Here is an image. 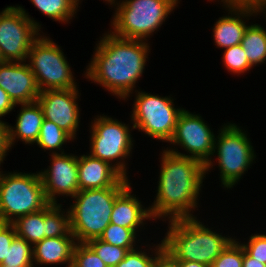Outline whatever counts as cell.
Returning <instances> with one entry per match:
<instances>
[{"label": "cell", "instance_id": "83f0119b", "mask_svg": "<svg viewBox=\"0 0 266 267\" xmlns=\"http://www.w3.org/2000/svg\"><path fill=\"white\" fill-rule=\"evenodd\" d=\"M107 267H115L129 252L120 246L106 243L99 238L87 242Z\"/></svg>", "mask_w": 266, "mask_h": 267}, {"label": "cell", "instance_id": "8992f818", "mask_svg": "<svg viewBox=\"0 0 266 267\" xmlns=\"http://www.w3.org/2000/svg\"><path fill=\"white\" fill-rule=\"evenodd\" d=\"M49 204L39 172L0 171V219L3 222L12 223L18 217L41 211Z\"/></svg>", "mask_w": 266, "mask_h": 267}, {"label": "cell", "instance_id": "1f68e13d", "mask_svg": "<svg viewBox=\"0 0 266 267\" xmlns=\"http://www.w3.org/2000/svg\"><path fill=\"white\" fill-rule=\"evenodd\" d=\"M71 267H107L95 251L87 244L77 242Z\"/></svg>", "mask_w": 266, "mask_h": 267}, {"label": "cell", "instance_id": "4fadbf2b", "mask_svg": "<svg viewBox=\"0 0 266 267\" xmlns=\"http://www.w3.org/2000/svg\"><path fill=\"white\" fill-rule=\"evenodd\" d=\"M50 165L39 171L46 198L50 204H58L57 197L73 198L79 191L78 156L74 154H49Z\"/></svg>", "mask_w": 266, "mask_h": 267}, {"label": "cell", "instance_id": "ab89813d", "mask_svg": "<svg viewBox=\"0 0 266 267\" xmlns=\"http://www.w3.org/2000/svg\"><path fill=\"white\" fill-rule=\"evenodd\" d=\"M253 8L255 10L256 15H260V13L265 14L266 17V0H258L254 5Z\"/></svg>", "mask_w": 266, "mask_h": 267}, {"label": "cell", "instance_id": "7a4b0ae2", "mask_svg": "<svg viewBox=\"0 0 266 267\" xmlns=\"http://www.w3.org/2000/svg\"><path fill=\"white\" fill-rule=\"evenodd\" d=\"M160 165L156 198L149 206L151 216L155 221L196 217L193 210L198 208V197L206 176L205 165L200 160L177 155L165 148Z\"/></svg>", "mask_w": 266, "mask_h": 267}, {"label": "cell", "instance_id": "f6af8a7d", "mask_svg": "<svg viewBox=\"0 0 266 267\" xmlns=\"http://www.w3.org/2000/svg\"><path fill=\"white\" fill-rule=\"evenodd\" d=\"M0 62H2V55H1V52H0Z\"/></svg>", "mask_w": 266, "mask_h": 267}, {"label": "cell", "instance_id": "484cf974", "mask_svg": "<svg viewBox=\"0 0 266 267\" xmlns=\"http://www.w3.org/2000/svg\"><path fill=\"white\" fill-rule=\"evenodd\" d=\"M2 264L15 267L34 266L33 246L25 239L16 236Z\"/></svg>", "mask_w": 266, "mask_h": 267}, {"label": "cell", "instance_id": "d590c367", "mask_svg": "<svg viewBox=\"0 0 266 267\" xmlns=\"http://www.w3.org/2000/svg\"><path fill=\"white\" fill-rule=\"evenodd\" d=\"M16 105L13 101L9 98L6 91H4L0 87V121H2V116L9 114L12 110H14Z\"/></svg>", "mask_w": 266, "mask_h": 267}, {"label": "cell", "instance_id": "2e32d148", "mask_svg": "<svg viewBox=\"0 0 266 267\" xmlns=\"http://www.w3.org/2000/svg\"><path fill=\"white\" fill-rule=\"evenodd\" d=\"M79 190L128 187L131 183L110 163L90 154L78 157Z\"/></svg>", "mask_w": 266, "mask_h": 267}, {"label": "cell", "instance_id": "277c9868", "mask_svg": "<svg viewBox=\"0 0 266 267\" xmlns=\"http://www.w3.org/2000/svg\"><path fill=\"white\" fill-rule=\"evenodd\" d=\"M179 3V0H116L110 4L116 6L110 33L121 38L147 41L155 31H159Z\"/></svg>", "mask_w": 266, "mask_h": 267}, {"label": "cell", "instance_id": "8fae6325", "mask_svg": "<svg viewBox=\"0 0 266 267\" xmlns=\"http://www.w3.org/2000/svg\"><path fill=\"white\" fill-rule=\"evenodd\" d=\"M41 28V24L31 18L22 6L3 9L0 12L2 62H27L31 46L41 36Z\"/></svg>", "mask_w": 266, "mask_h": 267}, {"label": "cell", "instance_id": "9c48e42d", "mask_svg": "<svg viewBox=\"0 0 266 267\" xmlns=\"http://www.w3.org/2000/svg\"><path fill=\"white\" fill-rule=\"evenodd\" d=\"M63 49L50 37L41 36L31 46L27 64L40 91L78 88Z\"/></svg>", "mask_w": 266, "mask_h": 267}, {"label": "cell", "instance_id": "e0dca14e", "mask_svg": "<svg viewBox=\"0 0 266 267\" xmlns=\"http://www.w3.org/2000/svg\"><path fill=\"white\" fill-rule=\"evenodd\" d=\"M228 15L219 17L213 28V39L217 48L226 49L241 44L250 17H257L253 6H224ZM231 14V15H229ZM246 19V21L244 20Z\"/></svg>", "mask_w": 266, "mask_h": 267}, {"label": "cell", "instance_id": "7402d4cb", "mask_svg": "<svg viewBox=\"0 0 266 267\" xmlns=\"http://www.w3.org/2000/svg\"><path fill=\"white\" fill-rule=\"evenodd\" d=\"M241 45L245 50L249 64L252 67L262 65L266 61V30L256 24L248 25L243 35Z\"/></svg>", "mask_w": 266, "mask_h": 267}, {"label": "cell", "instance_id": "f546056e", "mask_svg": "<svg viewBox=\"0 0 266 267\" xmlns=\"http://www.w3.org/2000/svg\"><path fill=\"white\" fill-rule=\"evenodd\" d=\"M222 55V62L228 72L240 75L252 68L241 44L224 49Z\"/></svg>", "mask_w": 266, "mask_h": 267}, {"label": "cell", "instance_id": "f1b7e54d", "mask_svg": "<svg viewBox=\"0 0 266 267\" xmlns=\"http://www.w3.org/2000/svg\"><path fill=\"white\" fill-rule=\"evenodd\" d=\"M161 243L155 244L154 250L150 248L152 251V255H150V252L148 253L145 251L146 249L142 250L143 247H138L134 250L129 251L125 258L121 260L118 265L115 267H154V262L156 256L164 249L163 241H160ZM154 254V257H153Z\"/></svg>", "mask_w": 266, "mask_h": 267}, {"label": "cell", "instance_id": "ffe728a7", "mask_svg": "<svg viewBox=\"0 0 266 267\" xmlns=\"http://www.w3.org/2000/svg\"><path fill=\"white\" fill-rule=\"evenodd\" d=\"M76 244L74 236L44 238L33 246L34 265L66 264L71 267Z\"/></svg>", "mask_w": 266, "mask_h": 267}, {"label": "cell", "instance_id": "60d3db41", "mask_svg": "<svg viewBox=\"0 0 266 267\" xmlns=\"http://www.w3.org/2000/svg\"><path fill=\"white\" fill-rule=\"evenodd\" d=\"M179 267H210V266L195 261H179Z\"/></svg>", "mask_w": 266, "mask_h": 267}, {"label": "cell", "instance_id": "d6986e66", "mask_svg": "<svg viewBox=\"0 0 266 267\" xmlns=\"http://www.w3.org/2000/svg\"><path fill=\"white\" fill-rule=\"evenodd\" d=\"M131 189L132 187L129 185L116 198L113 204L110 223L132 229L137 234L140 229H143L146 220H154V218L151 216L150 208H145L139 198L132 194Z\"/></svg>", "mask_w": 266, "mask_h": 267}, {"label": "cell", "instance_id": "9a60e30c", "mask_svg": "<svg viewBox=\"0 0 266 267\" xmlns=\"http://www.w3.org/2000/svg\"><path fill=\"white\" fill-rule=\"evenodd\" d=\"M0 87L15 105L35 102L41 93L35 75L25 62H0Z\"/></svg>", "mask_w": 266, "mask_h": 267}, {"label": "cell", "instance_id": "5b68a950", "mask_svg": "<svg viewBox=\"0 0 266 267\" xmlns=\"http://www.w3.org/2000/svg\"><path fill=\"white\" fill-rule=\"evenodd\" d=\"M127 187L79 190L68 208L71 229L77 242L99 238L110 224L113 204Z\"/></svg>", "mask_w": 266, "mask_h": 267}, {"label": "cell", "instance_id": "8d00e7d4", "mask_svg": "<svg viewBox=\"0 0 266 267\" xmlns=\"http://www.w3.org/2000/svg\"><path fill=\"white\" fill-rule=\"evenodd\" d=\"M9 152L6 142V122L0 121V163H3Z\"/></svg>", "mask_w": 266, "mask_h": 267}, {"label": "cell", "instance_id": "4316f807", "mask_svg": "<svg viewBox=\"0 0 266 267\" xmlns=\"http://www.w3.org/2000/svg\"><path fill=\"white\" fill-rule=\"evenodd\" d=\"M137 236L139 235L132 229L110 223L105 228L99 239L106 243L120 246L128 251H131L137 248Z\"/></svg>", "mask_w": 266, "mask_h": 267}, {"label": "cell", "instance_id": "d6a6232c", "mask_svg": "<svg viewBox=\"0 0 266 267\" xmlns=\"http://www.w3.org/2000/svg\"><path fill=\"white\" fill-rule=\"evenodd\" d=\"M247 243H241L244 250L256 260L266 264V234H252Z\"/></svg>", "mask_w": 266, "mask_h": 267}, {"label": "cell", "instance_id": "74e56055", "mask_svg": "<svg viewBox=\"0 0 266 267\" xmlns=\"http://www.w3.org/2000/svg\"><path fill=\"white\" fill-rule=\"evenodd\" d=\"M242 267H266V264L251 257L243 248V264Z\"/></svg>", "mask_w": 266, "mask_h": 267}, {"label": "cell", "instance_id": "ee69618b", "mask_svg": "<svg viewBox=\"0 0 266 267\" xmlns=\"http://www.w3.org/2000/svg\"><path fill=\"white\" fill-rule=\"evenodd\" d=\"M5 224V222H3L1 219H0V228Z\"/></svg>", "mask_w": 266, "mask_h": 267}, {"label": "cell", "instance_id": "ac0fdd59", "mask_svg": "<svg viewBox=\"0 0 266 267\" xmlns=\"http://www.w3.org/2000/svg\"><path fill=\"white\" fill-rule=\"evenodd\" d=\"M16 105H21L16 118V124L10 126L11 124L6 122V142L8 150L12 149V146L16 141L18 142L19 139L25 145H33L36 143L44 120L43 110L38 101Z\"/></svg>", "mask_w": 266, "mask_h": 267}, {"label": "cell", "instance_id": "603a6c76", "mask_svg": "<svg viewBox=\"0 0 266 267\" xmlns=\"http://www.w3.org/2000/svg\"><path fill=\"white\" fill-rule=\"evenodd\" d=\"M37 9L48 18L59 23H70V19L75 17L79 0H30Z\"/></svg>", "mask_w": 266, "mask_h": 267}, {"label": "cell", "instance_id": "44dd1931", "mask_svg": "<svg viewBox=\"0 0 266 267\" xmlns=\"http://www.w3.org/2000/svg\"><path fill=\"white\" fill-rule=\"evenodd\" d=\"M12 224L16 235L34 246L47 238L46 207L36 213L20 216Z\"/></svg>", "mask_w": 266, "mask_h": 267}, {"label": "cell", "instance_id": "7c38bea8", "mask_svg": "<svg viewBox=\"0 0 266 267\" xmlns=\"http://www.w3.org/2000/svg\"><path fill=\"white\" fill-rule=\"evenodd\" d=\"M215 142V134L205 123L202 116L184 109L178 119L174 134L168 143L181 146L186 153H181L178 148H166L177 155L187 156L200 160L206 169V173L213 168L211 161ZM189 153V154H188Z\"/></svg>", "mask_w": 266, "mask_h": 267}, {"label": "cell", "instance_id": "cb8c5ba5", "mask_svg": "<svg viewBox=\"0 0 266 267\" xmlns=\"http://www.w3.org/2000/svg\"><path fill=\"white\" fill-rule=\"evenodd\" d=\"M72 140L74 139L54 122L44 119L35 144L44 151H52L51 154H59L60 150L62 154L65 153L62 146Z\"/></svg>", "mask_w": 266, "mask_h": 267}, {"label": "cell", "instance_id": "4dcf8cb0", "mask_svg": "<svg viewBox=\"0 0 266 267\" xmlns=\"http://www.w3.org/2000/svg\"><path fill=\"white\" fill-rule=\"evenodd\" d=\"M234 239L227 245L222 253L214 260L210 267H242L243 246L238 239Z\"/></svg>", "mask_w": 266, "mask_h": 267}, {"label": "cell", "instance_id": "e575fe53", "mask_svg": "<svg viewBox=\"0 0 266 267\" xmlns=\"http://www.w3.org/2000/svg\"><path fill=\"white\" fill-rule=\"evenodd\" d=\"M154 267H179V261H177L166 249H163L156 256Z\"/></svg>", "mask_w": 266, "mask_h": 267}, {"label": "cell", "instance_id": "52a82bcc", "mask_svg": "<svg viewBox=\"0 0 266 267\" xmlns=\"http://www.w3.org/2000/svg\"><path fill=\"white\" fill-rule=\"evenodd\" d=\"M218 132L212 157L217 155L221 186L230 190L255 162L256 154L246 131L237 124L224 123Z\"/></svg>", "mask_w": 266, "mask_h": 267}, {"label": "cell", "instance_id": "b9f144b4", "mask_svg": "<svg viewBox=\"0 0 266 267\" xmlns=\"http://www.w3.org/2000/svg\"><path fill=\"white\" fill-rule=\"evenodd\" d=\"M0 267H15V266H9L1 263ZM23 267H35V266H23Z\"/></svg>", "mask_w": 266, "mask_h": 267}, {"label": "cell", "instance_id": "30bf717a", "mask_svg": "<svg viewBox=\"0 0 266 267\" xmlns=\"http://www.w3.org/2000/svg\"><path fill=\"white\" fill-rule=\"evenodd\" d=\"M134 92L135 100L130 116L134 129L168 143L184 108H176L170 96L162 97L138 90Z\"/></svg>", "mask_w": 266, "mask_h": 267}, {"label": "cell", "instance_id": "7bdbcfd3", "mask_svg": "<svg viewBox=\"0 0 266 267\" xmlns=\"http://www.w3.org/2000/svg\"><path fill=\"white\" fill-rule=\"evenodd\" d=\"M80 1V0H79ZM104 1V0H103ZM114 1H116V0H105L104 2H107L109 5L111 4V3H113Z\"/></svg>", "mask_w": 266, "mask_h": 267}, {"label": "cell", "instance_id": "6da1fadb", "mask_svg": "<svg viewBox=\"0 0 266 267\" xmlns=\"http://www.w3.org/2000/svg\"><path fill=\"white\" fill-rule=\"evenodd\" d=\"M100 38L83 75L118 99L128 100L144 73L150 44L121 38L109 31Z\"/></svg>", "mask_w": 266, "mask_h": 267}, {"label": "cell", "instance_id": "f35d334b", "mask_svg": "<svg viewBox=\"0 0 266 267\" xmlns=\"http://www.w3.org/2000/svg\"><path fill=\"white\" fill-rule=\"evenodd\" d=\"M208 1H215L216 0H208ZM219 2V0H217ZM258 0H221L223 2V6H253Z\"/></svg>", "mask_w": 266, "mask_h": 267}, {"label": "cell", "instance_id": "d4e9b609", "mask_svg": "<svg viewBox=\"0 0 266 267\" xmlns=\"http://www.w3.org/2000/svg\"><path fill=\"white\" fill-rule=\"evenodd\" d=\"M62 204H49L46 207L47 238L74 236L71 229V216Z\"/></svg>", "mask_w": 266, "mask_h": 267}, {"label": "cell", "instance_id": "836d02e7", "mask_svg": "<svg viewBox=\"0 0 266 267\" xmlns=\"http://www.w3.org/2000/svg\"><path fill=\"white\" fill-rule=\"evenodd\" d=\"M16 236V230L12 223H5L0 228V264L7 257L8 248Z\"/></svg>", "mask_w": 266, "mask_h": 267}, {"label": "cell", "instance_id": "ba28073f", "mask_svg": "<svg viewBox=\"0 0 266 267\" xmlns=\"http://www.w3.org/2000/svg\"><path fill=\"white\" fill-rule=\"evenodd\" d=\"M103 115V116H102ZM97 115L90 125V152L92 157L110 163L125 178H128L127 160L131 157L134 127L107 115ZM116 161V162H115ZM115 163V164H114Z\"/></svg>", "mask_w": 266, "mask_h": 267}, {"label": "cell", "instance_id": "5bb4252c", "mask_svg": "<svg viewBox=\"0 0 266 267\" xmlns=\"http://www.w3.org/2000/svg\"><path fill=\"white\" fill-rule=\"evenodd\" d=\"M78 90V88L44 90L37 98L43 110L44 119L54 122L73 139L77 137L80 124Z\"/></svg>", "mask_w": 266, "mask_h": 267}, {"label": "cell", "instance_id": "3957f363", "mask_svg": "<svg viewBox=\"0 0 266 267\" xmlns=\"http://www.w3.org/2000/svg\"><path fill=\"white\" fill-rule=\"evenodd\" d=\"M168 230L162 239L166 249L177 261H195L211 266L234 239L212 231L197 217L167 220Z\"/></svg>", "mask_w": 266, "mask_h": 267}]
</instances>
